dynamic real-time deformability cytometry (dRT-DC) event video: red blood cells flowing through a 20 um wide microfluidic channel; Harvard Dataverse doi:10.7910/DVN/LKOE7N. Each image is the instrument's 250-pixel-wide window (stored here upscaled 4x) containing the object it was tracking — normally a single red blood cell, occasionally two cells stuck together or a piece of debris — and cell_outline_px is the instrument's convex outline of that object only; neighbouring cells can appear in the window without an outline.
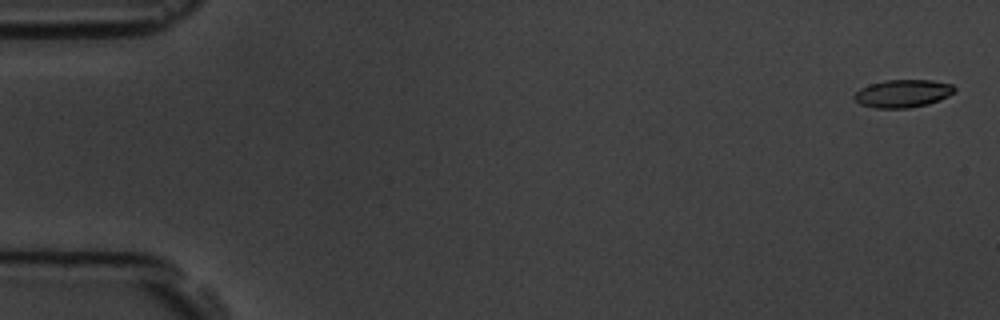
{"species": "common noctule bat (a hibernating species)", "species_latin": "Nyctalus noctula", "temperature_condition": "room temperature", "stored_images_in_passage": 7, "camera_frame_rate_fps": 3000, "um_per_image_px": 0.085, "animal": {"sex": "male", "body_mass_g": 19.5, "forearm_length_mm": 54.6}, "frame": {"image": 1, "passage_image": 1, "time_ms": 0.0, "image_size_px": [1000, 320], "cell_outline_px": [[956, 92], [940, 100], [928, 104], [908, 108], [876, 108], [860, 104], [852, 96], [860, 88], [868, 84], [884, 80], [932, 80], [952, 84], [956, 88]], "centroid_in_image_um": [76.75, 7.94], "position_along_channel_um": 8.3, "area_um2": 16.42}}
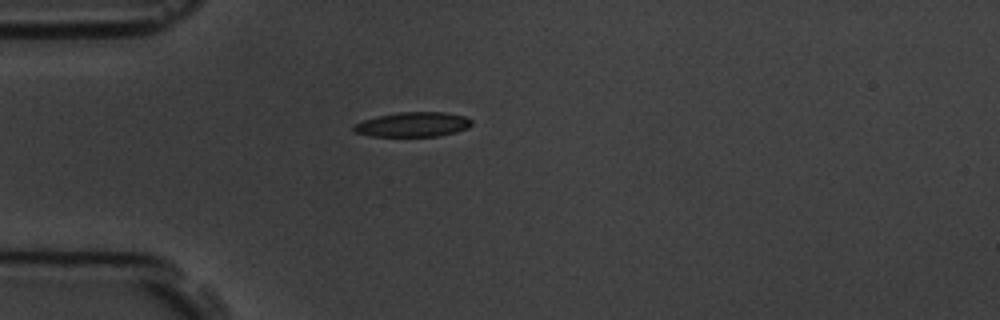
{"frame": {"image": 2, "passage_image": 5, "time_ms": 4.667, "image_size_px": [1000, 320], "cell_outline_px": [[472, 124], [468, 128], [456, 132], [440, 136], [372, 136], [352, 132], [352, 124], [364, 120], [380, 116], [400, 112], [444, 112], [464, 116], [472, 120]], "centroid_in_image_um": [35.09, 10.59], "position_along_channel_um": 49.9, "area_um2": 16.99}}
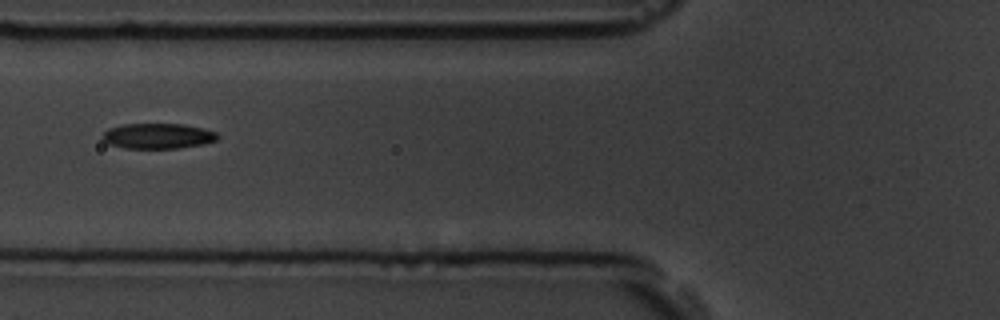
{"frame": {"image": 3, "passage_image": 7, "time_ms": 6.667, "image_size_px": [1000, 320], "cell_outline_px": [[220, 136], [216, 140], [204, 144], [176, 148], [124, 148], [108, 144], [100, 136], [108, 128], [124, 124], [184, 124], [204, 128], [216, 132]], "centroid_in_image_um": [13.42, 11.55], "position_along_channel_um": 112.4, "area_um2": 17.11}}